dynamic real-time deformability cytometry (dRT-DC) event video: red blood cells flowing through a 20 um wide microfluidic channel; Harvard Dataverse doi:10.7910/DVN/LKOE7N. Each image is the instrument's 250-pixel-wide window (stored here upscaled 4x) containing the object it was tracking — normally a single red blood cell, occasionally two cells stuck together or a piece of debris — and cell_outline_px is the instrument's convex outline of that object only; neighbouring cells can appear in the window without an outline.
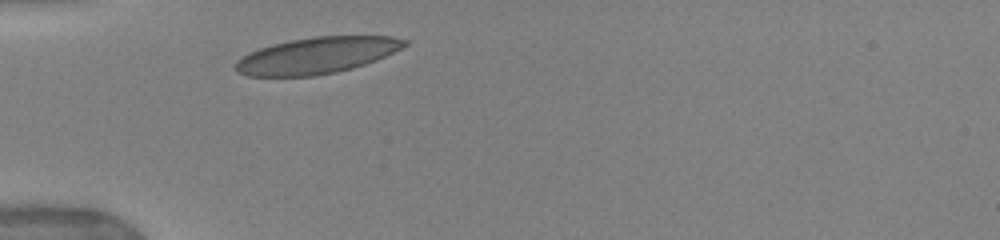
{"species": "human", "species_latin": "Homo sapiens", "temperature_condition": "warm", "stored_images_in_passage": 12, "camera_frame_rate_fps": 3000, "um_per_image_px": 0.085, "donor": {"sex": "female"}, "frame": {"image": 1, "passage_image": 1, "time_ms": 0.0, "image_size_px": [1000, 240], "cell_outline_px": [[408, 44], [376, 60], [352, 68], [336, 72], [316, 76], [248, 76], [236, 72], [232, 68], [236, 60], [248, 52], [272, 44], [292, 40], [316, 36], [392, 36], [408, 40]], "centroid_in_image_um": [26.87, 4.72], "position_along_channel_um": 58.1, "area_um2": 35.84}}